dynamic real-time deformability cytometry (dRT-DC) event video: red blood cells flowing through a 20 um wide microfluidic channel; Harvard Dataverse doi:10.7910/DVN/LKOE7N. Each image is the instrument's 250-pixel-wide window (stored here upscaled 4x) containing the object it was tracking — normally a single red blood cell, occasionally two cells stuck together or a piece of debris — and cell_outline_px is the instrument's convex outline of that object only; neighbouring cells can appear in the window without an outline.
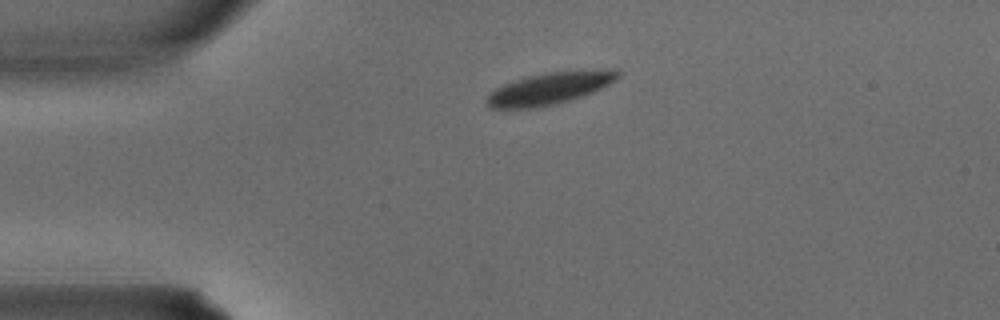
{"species": "common noctule bat (a hibernating species)", "species_latin": "Nyctalus noctula", "temperature_condition": "warm", "stored_images_in_passage": 1, "camera_frame_rate_fps": 3000, "um_per_image_px": 0.085, "animal": {"sex": "male", "body_mass_g": 15.6}, "frame": {"image": 1, "passage_image": 1, "time_ms": 0.0, "image_size_px": [1000, 320], "cell_outline_px": [[620, 76], [616, 80], [592, 92], [556, 104], [532, 108], [488, 108], [484, 100], [496, 88], [504, 84], [528, 76], [548, 72], [596, 68], [620, 72]], "centroid_in_image_um": [46.71, 7.5], "position_along_channel_um": 38.3, "area_um2": 24.28}}